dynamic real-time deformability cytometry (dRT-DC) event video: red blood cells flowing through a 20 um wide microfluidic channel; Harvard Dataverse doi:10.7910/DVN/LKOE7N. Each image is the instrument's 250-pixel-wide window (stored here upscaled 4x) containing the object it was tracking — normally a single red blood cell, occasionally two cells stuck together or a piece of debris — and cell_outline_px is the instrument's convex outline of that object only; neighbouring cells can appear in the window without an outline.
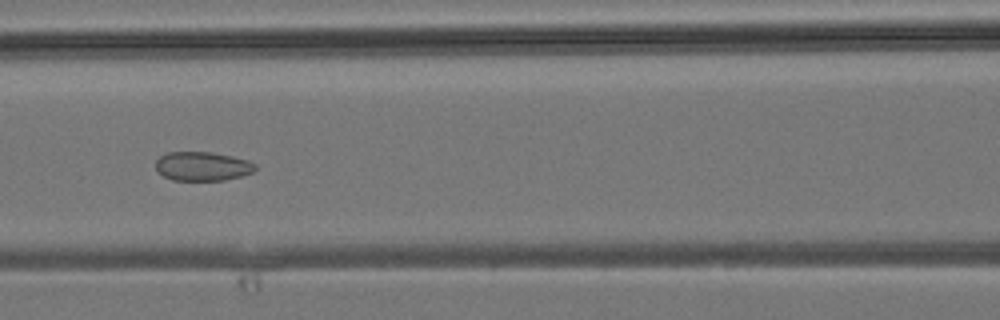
{"species": "common noctule bat (a hibernating species)", "species_latin": "Nyctalus noctula", "temperature_condition": "room temperature", "stored_images_in_passage": 23, "camera_frame_rate_fps": 3000, "um_per_image_px": 0.085, "animal": {"sex": "male", "body_mass_g": 19.2, "forearm_length_mm": 51.8}, "frame": {"image": 1, "passage_image": 19, "time_ms": 6.0, "image_size_px": [1000, 320], "cell_outline_px": [[256, 168], [252, 172], [240, 176], [224, 180], [172, 180], [164, 176], [156, 168], [156, 160], [160, 156], [168, 152], [212, 152], [232, 156], [248, 160], [256, 164]], "centroid_in_image_um": [17.21, 14.12], "position_along_channel_um": 149.4, "area_um2": 16.76}}
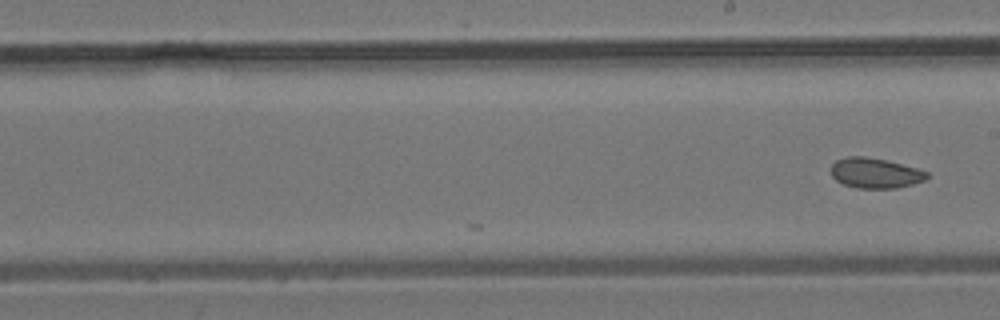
{"frame": {"image": 2, "passage_image": 23, "time_ms": 7.333, "image_size_px": [1000, 320], "cell_outline_px": [[928, 176], [924, 180], [912, 184], [896, 188], [856, 188], [844, 184], [836, 180], [832, 176], [832, 164], [836, 160], [844, 156], [864, 156], [884, 160], [916, 168], [928, 172]], "centroid_in_image_um": [74.36, 14.71], "position_along_channel_um": 214.6, "area_um2": 16.7}}